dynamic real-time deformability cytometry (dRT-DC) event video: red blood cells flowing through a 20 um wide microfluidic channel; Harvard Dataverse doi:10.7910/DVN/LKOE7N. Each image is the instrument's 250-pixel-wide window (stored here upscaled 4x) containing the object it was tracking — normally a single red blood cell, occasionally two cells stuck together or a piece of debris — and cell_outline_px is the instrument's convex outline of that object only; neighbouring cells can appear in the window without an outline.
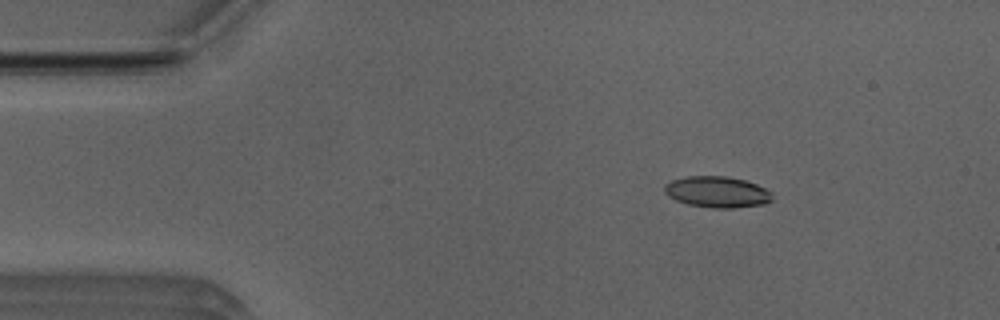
{"species": "Egyptian fruit bat (a non-hibernating species)", "species_latin": "Rousettus aegyptiacus", "temperature_condition": "room temperature", "stored_images_in_passage": 47, "camera_frame_rate_fps": 3000, "um_per_image_px": 0.085, "animal": {"sex": "male"}, "frame": {"image": 1, "passage_image": 2, "time_ms": 0.333, "image_size_px": [1000, 320], "cell_outline_px": [[772, 200], [764, 204], [732, 208], [712, 208], [688, 204], [676, 200], [668, 196], [664, 192], [664, 184], [672, 180], [684, 176], [724, 176], [744, 180], [756, 184], [772, 192]], "centroid_in_image_um": [60.93, 16.31], "position_along_channel_um": 24.1, "area_um2": 19.59}}
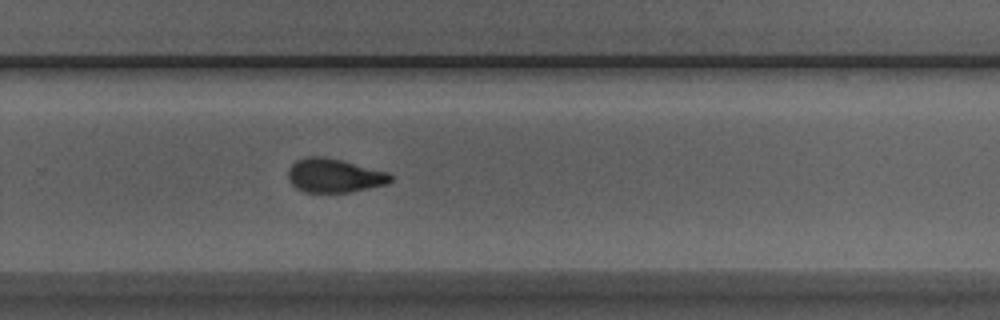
{"frame": {"image": 2, "passage_image": 28, "time_ms": 9.0, "image_size_px": [1000, 320], "cell_outline_px": [[392, 180], [388, 184], [348, 192], [304, 192], [296, 188], [288, 180], [288, 168], [296, 160], [308, 156], [324, 156], [388, 172], [392, 176]], "centroid_in_image_um": [28.38, 14.92], "position_along_channel_um": 301.4, "area_um2": 20.17}}
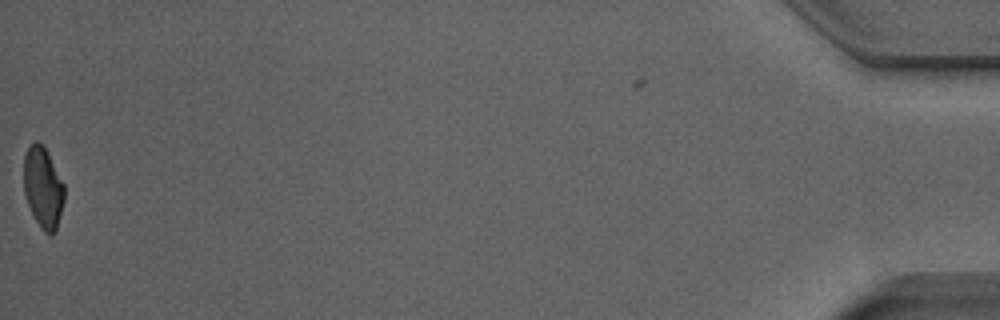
{"frame": {"image": 3, "passage_image": 46, "time_ms": 15.0, "image_size_px": [1000, 320], "cell_outline_px": [[64, 200], [56, 232], [52, 236], [48, 236], [40, 228], [28, 204], [24, 192], [24, 156], [28, 148], [36, 140], [48, 152], [64, 184]], "centroid_in_image_um": [3.67, 15.99], "position_along_channel_um": 431.5, "area_um2": 19.13}, "authors_computed_cell_mechanics": {"area_um2": 20.4034, "velocity_mm_per_s": 3.9621, "shape_relaxation_time_tau1_ms": 5.5548, "shape_relaxation_time_tau2_ms": 1.819, "deformation_change_tau1": 0.1571, "deformation_change_tau2": 0.0785}}